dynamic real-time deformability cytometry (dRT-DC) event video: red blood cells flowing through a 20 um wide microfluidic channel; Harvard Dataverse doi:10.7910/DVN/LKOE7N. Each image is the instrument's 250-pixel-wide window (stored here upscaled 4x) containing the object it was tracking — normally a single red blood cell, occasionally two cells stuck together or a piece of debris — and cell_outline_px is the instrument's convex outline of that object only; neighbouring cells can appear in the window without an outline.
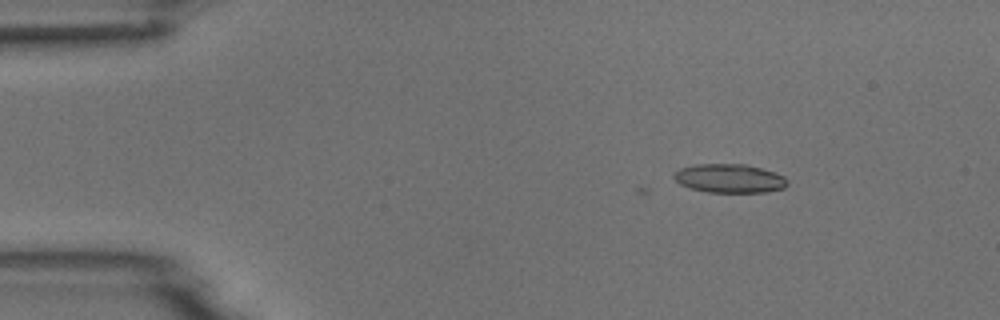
{"species": "common noctule bat (a hibernating species)", "species_latin": "Nyctalus noctula", "temperature_condition": "room temperature", "stored_images_in_passage": 5, "camera_frame_rate_fps": 3000, "um_per_image_px": 0.085, "animal": {"sex": "male", "body_mass_g": 18.8}, "frame": {"image": 1, "passage_image": 1, "time_ms": 0.0, "image_size_px": [1000, 320], "cell_outline_px": [[788, 184], [784, 188], [768, 192], [708, 192], [692, 188], [680, 184], [672, 176], [680, 168], [696, 164], [744, 164], [776, 172], [784, 176], [788, 180]], "centroid_in_image_um": [62.04, 15.16], "position_along_channel_um": 23.0, "area_um2": 19.02}}
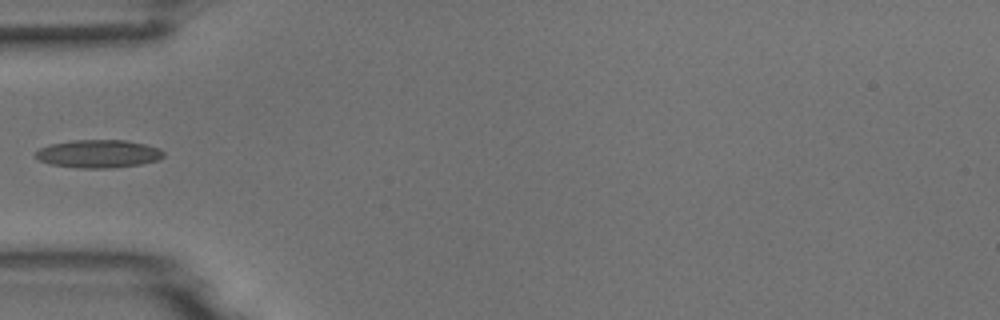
{"frame": {"image": 2, "passage_image": 4, "time_ms": 3.333, "image_size_px": [1000, 320], "cell_outline_px": [[164, 156], [156, 160], [140, 164], [108, 168], [76, 168], [52, 164], [40, 160], [36, 156], [36, 152], [40, 148], [52, 144], [72, 140], [124, 140], [144, 144], [160, 148], [164, 152]], "centroid_in_image_um": [8.38, 13.07], "position_along_channel_um": 76.6, "area_um2": 20.63}}